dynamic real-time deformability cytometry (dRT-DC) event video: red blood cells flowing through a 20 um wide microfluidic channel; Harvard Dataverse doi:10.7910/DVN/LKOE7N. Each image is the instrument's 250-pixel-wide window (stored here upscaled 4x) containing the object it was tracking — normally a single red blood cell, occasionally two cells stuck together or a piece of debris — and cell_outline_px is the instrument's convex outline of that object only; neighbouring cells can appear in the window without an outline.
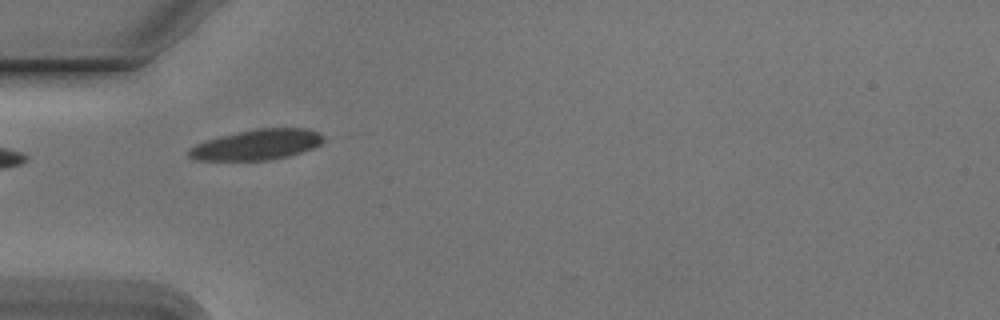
{"species": "Egyptian fruit bat (a non-hibernating species)", "species_latin": "Rousettus aegyptiacus", "temperature_condition": "cold", "stored_images_in_passage": 4, "camera_frame_rate_fps": 3000, "um_per_image_px": 0.085, "animal": {"sex": "male"}, "frame": {"image": 1, "passage_image": 1, "time_ms": 0.0, "image_size_px": [1000, 320], "cell_outline_px": [[324, 140], [320, 144], [312, 148], [288, 156], [268, 160], [196, 160], [188, 156], [188, 148], [196, 144], [220, 136], [260, 128], [308, 128], [316, 132]], "centroid_in_image_um": [21.8, 12.3], "position_along_channel_um": 63.2, "area_um2": 23.47}}